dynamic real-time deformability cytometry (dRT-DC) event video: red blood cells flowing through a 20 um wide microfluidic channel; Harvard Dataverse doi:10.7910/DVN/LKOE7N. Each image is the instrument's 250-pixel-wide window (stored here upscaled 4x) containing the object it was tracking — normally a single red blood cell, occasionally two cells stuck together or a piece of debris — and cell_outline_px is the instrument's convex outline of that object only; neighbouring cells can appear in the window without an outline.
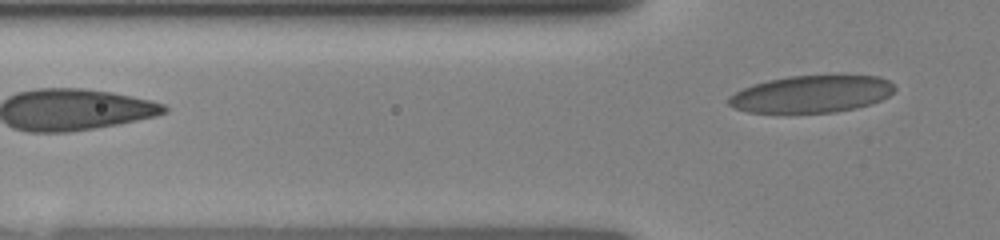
{"species": "human", "species_latin": "Homo sapiens", "temperature_condition": "room temperature", "stored_images_in_passage": 6, "camera_frame_rate_fps": 3000, "um_per_image_px": 0.085, "donor": {"sex": "female"}, "frame": {"image": 1, "passage_image": 6, "time_ms": 4.0, "image_size_px": [1000, 240], "cell_outline_px": [[896, 88], [888, 96], [880, 100], [856, 108], [836, 112], [748, 112], [732, 108], [728, 104], [728, 96], [752, 84], [768, 80], [788, 76], [880, 76], [888, 80]], "centroid_in_image_um": [68.95, 7.99], "position_along_channel_um": 56.9, "area_um2": 35.66}}